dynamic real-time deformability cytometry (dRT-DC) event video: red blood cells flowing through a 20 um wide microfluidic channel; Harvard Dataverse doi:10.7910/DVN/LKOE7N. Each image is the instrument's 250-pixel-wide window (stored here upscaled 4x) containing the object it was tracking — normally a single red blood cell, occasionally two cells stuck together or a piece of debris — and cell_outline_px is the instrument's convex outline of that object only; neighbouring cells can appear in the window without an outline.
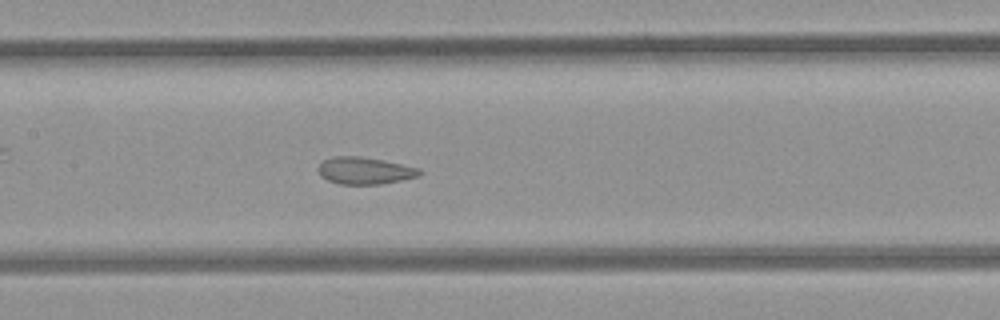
{"species": "common noctule bat (a hibernating species)", "species_latin": "Nyctalus noctula", "temperature_condition": "room temperature", "stored_images_in_passage": 55, "camera_frame_rate_fps": 3000, "um_per_image_px": 0.085, "animal": {"sex": "female", "body_mass_g": 21.9}, "frame": {"image": 1, "passage_image": 26, "time_ms": 8.333, "image_size_px": [1000, 320], "cell_outline_px": [[424, 172], [420, 176], [380, 184], [340, 184], [328, 180], [320, 176], [316, 168], [324, 160], [336, 156], [360, 156], [384, 160], [420, 168]], "centroid_in_image_um": [31.02, 14.5], "position_along_channel_um": 176.4, "area_um2": 16.07}}
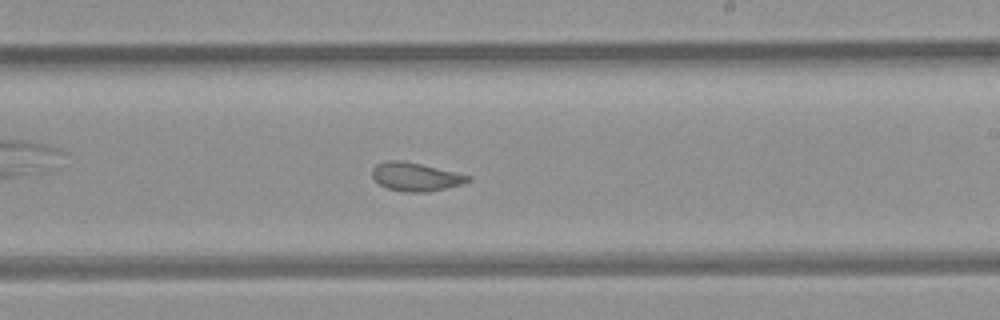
{"frame": {"image": 2, "passage_image": 32, "time_ms": 10.333, "image_size_px": [1000, 320], "cell_outline_px": [[472, 180], [460, 184], [428, 192], [404, 192], [388, 188], [380, 184], [372, 176], [372, 168], [376, 164], [388, 160], [400, 160], [420, 164], [472, 176]], "centroid_in_image_um": [35.31, 15.02], "position_along_channel_um": 253.7, "area_um2": 15.66}}
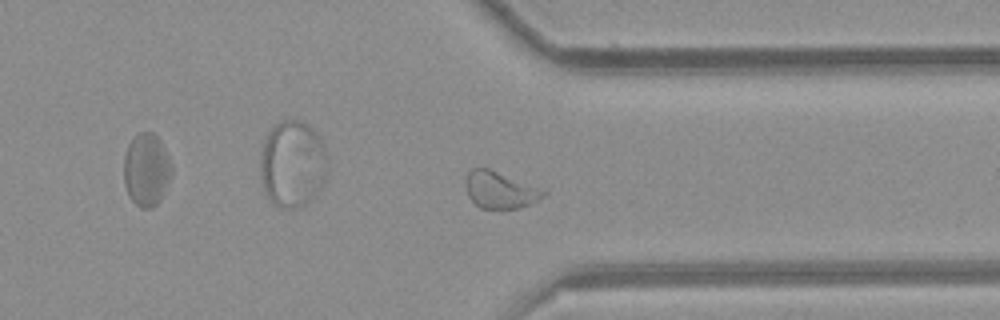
{"frame": {"image": 3, "passage_image": 41, "time_ms": 13.333, "image_size_px": [1000, 320], "cell_outline_px": [[548, 192], [544, 196], [532, 204], [516, 208], [480, 208], [468, 196], [464, 184], [464, 180], [468, 172], [472, 168], [488, 168], [544, 188]], "centroid_in_image_um": [42.52, 16.13], "position_along_channel_um": 368.9, "area_um2": 16.94}, "authors_computed_cell_mechanics": {"area_um2": 18.207, "velocity_mm_per_s": 3.8816, "shape_relaxation_time_tau1_ms": null, "shape_relaxation_time_tau2_ms": 1.1934, "deformation_change_tau1": null, "deformation_change_tau2": 0.0717}}